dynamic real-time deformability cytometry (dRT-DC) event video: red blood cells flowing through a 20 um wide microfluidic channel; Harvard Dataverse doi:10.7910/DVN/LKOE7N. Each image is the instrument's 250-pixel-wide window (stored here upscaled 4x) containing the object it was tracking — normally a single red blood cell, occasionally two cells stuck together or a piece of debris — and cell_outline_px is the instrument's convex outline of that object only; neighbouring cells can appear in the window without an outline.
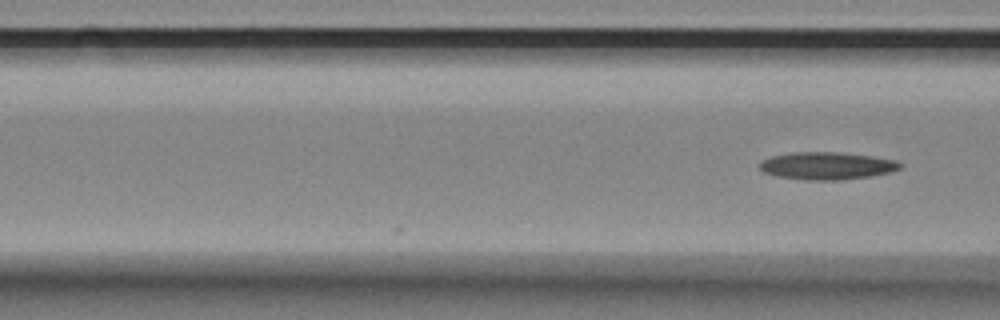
{"species": "Egyptian fruit bat (a non-hibernating species)", "species_latin": "Rousettus aegyptiacus", "temperature_condition": "room temperature", "stored_images_in_passage": 5, "camera_frame_rate_fps": 3000, "um_per_image_px": 0.085, "animal": {"sex": "female"}, "frame": {"image": 1, "passage_image": 5, "time_ms": 1.333, "image_size_px": [1000, 320], "cell_outline_px": [[904, 164], [900, 168], [892, 172], [872, 176], [840, 180], [804, 180], [776, 176], [764, 172], [760, 168], [760, 160], [772, 156], [796, 152], [840, 152], [872, 156], [896, 160]], "centroid_in_image_um": [70.32, 14.09], "position_along_channel_um": 96.3, "area_um2": 22.66}}